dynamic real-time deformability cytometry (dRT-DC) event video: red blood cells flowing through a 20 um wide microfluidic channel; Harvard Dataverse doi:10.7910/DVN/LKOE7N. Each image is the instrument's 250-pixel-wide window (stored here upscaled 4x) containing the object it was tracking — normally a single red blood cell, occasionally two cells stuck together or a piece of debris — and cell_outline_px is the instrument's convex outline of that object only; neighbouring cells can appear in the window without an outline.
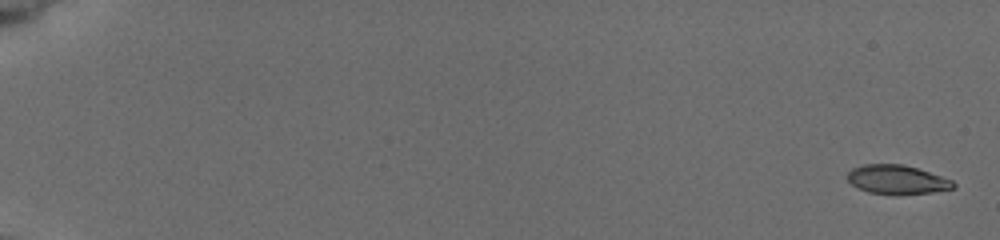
{"species": "common noctule bat (a hibernating species)", "species_latin": "Nyctalus noctula", "temperature_condition": "cold", "stored_images_in_passage": 12, "camera_frame_rate_fps": 3000, "um_per_image_px": 0.085, "animal": {"sex": "female", "body_mass_g": 19.5, "forearm_length_mm": 54.1}, "frame": {"image": 1, "passage_image": 1, "time_ms": 0.0, "image_size_px": [1000, 240], "cell_outline_px": [[956, 188], [932, 192], [868, 192], [852, 184], [848, 180], [848, 172], [852, 168], [864, 164], [904, 164], [952, 180], [956, 184]], "centroid_in_image_um": [76.25, 15.22], "position_along_channel_um": 8.8, "area_um2": 17.11}}
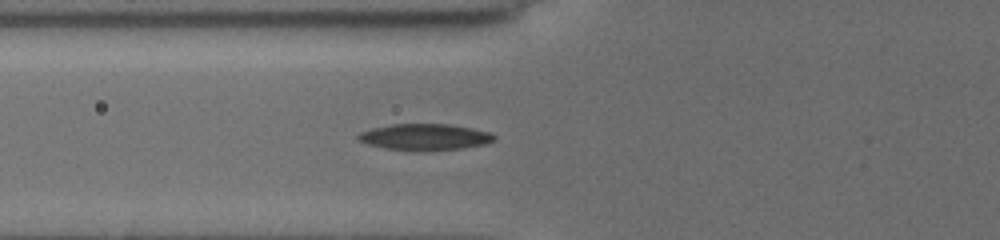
{"frame": {"image": 2, "passage_image": 9, "time_ms": 7.333, "image_size_px": [1000, 240], "cell_outline_px": [[496, 140], [484, 144], [460, 148], [384, 148], [368, 144], [360, 140], [356, 136], [360, 132], [372, 128], [392, 124], [448, 124], [472, 128], [488, 132], [496, 136]], "centroid_in_image_um": [36.12, 11.59], "position_along_channel_um": 89.7, "area_um2": 19.83}}
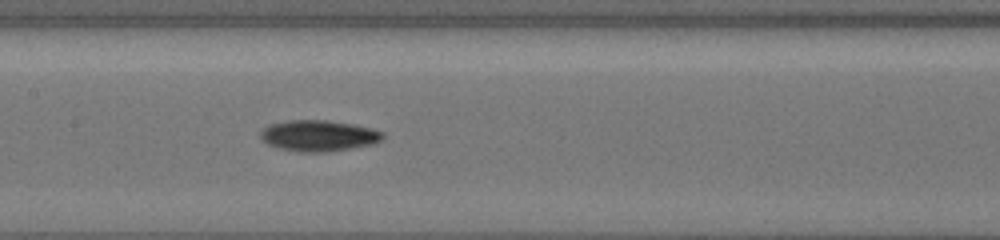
{"frame": {"image": 3, "passage_image": 12, "time_ms": 9.667, "image_size_px": [1000, 240], "cell_outline_px": [[384, 136], [380, 140], [372, 144], [328, 152], [300, 152], [276, 148], [268, 144], [260, 136], [260, 132], [268, 124], [288, 120], [328, 120], [352, 124], [384, 132]], "centroid_in_image_um": [27.04, 11.53], "position_along_channel_um": 180.4, "area_um2": 22.08}}